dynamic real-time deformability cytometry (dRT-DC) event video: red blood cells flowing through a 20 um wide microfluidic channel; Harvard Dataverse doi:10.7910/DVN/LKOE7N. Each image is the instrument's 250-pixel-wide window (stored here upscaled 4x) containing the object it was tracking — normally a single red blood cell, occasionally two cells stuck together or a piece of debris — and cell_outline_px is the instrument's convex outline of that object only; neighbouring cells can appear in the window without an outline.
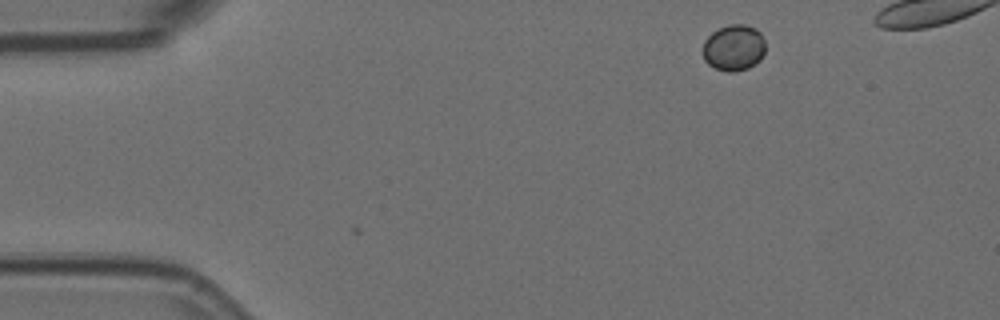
{"species": "Egyptian fruit bat (a non-hibernating species)", "species_latin": "Rousettus aegyptiacus", "temperature_condition": "room temperature", "stored_images_in_passage": 2, "camera_frame_rate_fps": 3000, "um_per_image_px": 0.085, "animal": {"sex": "female"}, "frame": {"image": 1, "passage_image": 2, "time_ms": 0.333, "image_size_px": [1000, 320], "cell_outline_px": [[764, 52], [760, 60], [756, 64], [748, 68], [732, 72], [728, 72], [716, 68], [708, 64], [704, 60], [704, 40], [712, 32], [728, 24], [744, 24], [756, 28], [760, 32], [764, 40]], "centroid_in_image_um": [62.38, 4.05], "position_along_channel_um": 22.6, "area_um2": 16.82}}